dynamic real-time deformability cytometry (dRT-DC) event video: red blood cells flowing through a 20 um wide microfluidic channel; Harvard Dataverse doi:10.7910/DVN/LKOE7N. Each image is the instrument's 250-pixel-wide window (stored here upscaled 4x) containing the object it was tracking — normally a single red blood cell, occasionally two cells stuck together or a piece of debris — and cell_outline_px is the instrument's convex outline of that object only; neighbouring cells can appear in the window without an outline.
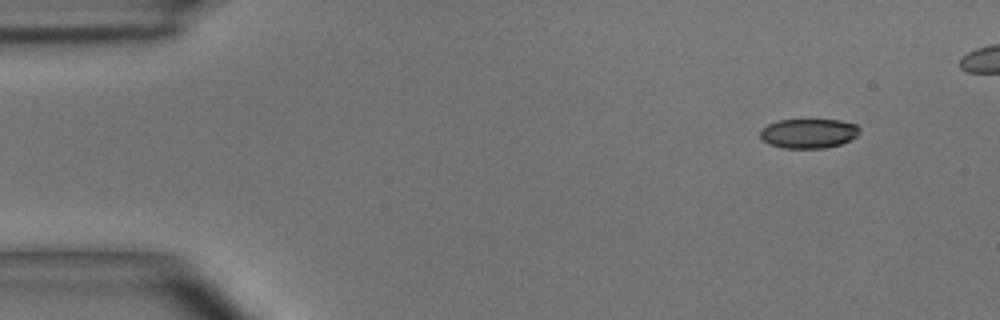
{"species": "common noctule bat (a hibernating species)", "species_latin": "Nyctalus noctula", "temperature_condition": "room temperature", "stored_images_in_passage": 41, "camera_frame_rate_fps": 3000, "um_per_image_px": 0.085, "animal": {"sex": "male", "body_mass_g": 15.6}, "frame": {"image": 1, "passage_image": 1, "time_ms": 0.0, "image_size_px": [1000, 320], "cell_outline_px": [[860, 132], [856, 136], [840, 144], [824, 148], [784, 148], [768, 144], [760, 136], [760, 128], [776, 120], [808, 116], [840, 120], [856, 124], [860, 128]], "centroid_in_image_um": [68.71, 11.27], "position_along_channel_um": 16.3, "area_um2": 18.03}}
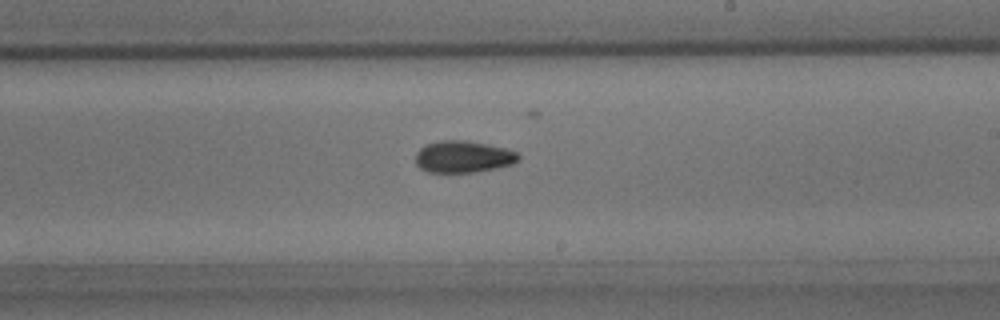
{"frame": {"image": 2, "passage_image": 25, "time_ms": 8.0, "image_size_px": [1000, 320], "cell_outline_px": [[520, 160], [512, 164], [496, 168], [476, 172], [428, 172], [420, 168], [416, 164], [416, 152], [420, 148], [428, 144], [444, 140], [464, 140], [488, 144], [504, 148], [516, 152], [520, 156]], "centroid_in_image_um": [39.38, 13.33], "position_along_channel_um": 249.6, "area_um2": 19.02}}
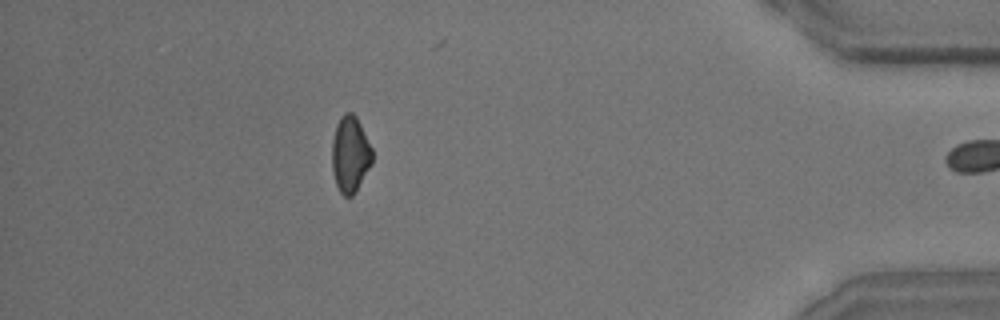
{"frame": {"image": 3, "passage_image": 40, "time_ms": 13.0, "image_size_px": [1000, 320], "cell_outline_px": [[372, 164], [356, 192], [352, 196], [344, 196], [340, 192], [336, 184], [332, 168], [332, 140], [336, 124], [340, 116], [344, 112], [352, 112], [356, 116], [372, 148]], "centroid_in_image_um": [29.76, 13.11], "position_along_channel_um": 405.4, "area_um2": 18.03}, "authors_computed_cell_mechanics": {"area_um2": 18.7272, "velocity_mm_per_s": 4.0869, "shape_relaxation_time_tau1_ms": 4.298, "shape_relaxation_time_tau2_ms": 3.3432, "deformation_change_tau1": 0.1169, "deformation_change_tau2": 0.0839}}